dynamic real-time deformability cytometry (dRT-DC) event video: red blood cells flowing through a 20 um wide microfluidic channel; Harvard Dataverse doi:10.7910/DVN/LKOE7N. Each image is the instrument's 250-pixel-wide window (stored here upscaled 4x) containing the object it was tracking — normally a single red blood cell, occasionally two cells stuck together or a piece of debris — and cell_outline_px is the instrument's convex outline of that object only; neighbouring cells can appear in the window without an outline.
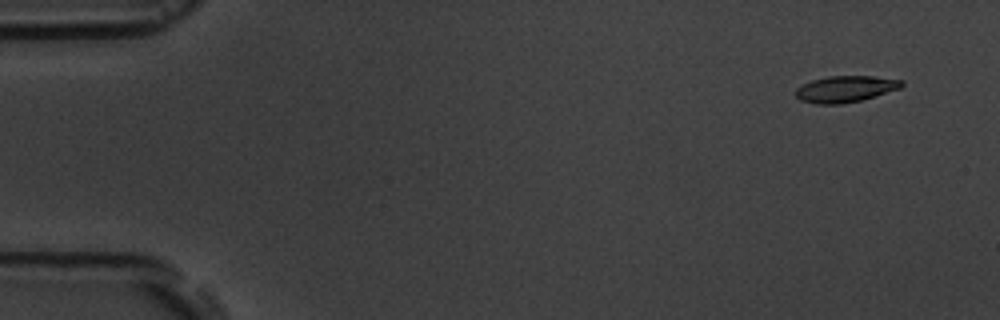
{"species": "common noctule bat (a hibernating species)", "species_latin": "Nyctalus noctula", "temperature_condition": "room temperature", "stored_images_in_passage": 5, "camera_frame_rate_fps": 3000, "um_per_image_px": 0.085, "animal": {"sex": "male", "body_mass_g": 19.5, "forearm_length_mm": 54.6}, "frame": {"image": 1, "passage_image": 1, "time_ms": 0.0, "image_size_px": [1000, 320], "cell_outline_px": [[904, 84], [900, 88], [860, 100], [840, 104], [816, 104], [800, 100], [796, 96], [796, 88], [812, 80], [828, 76], [872, 76], [904, 80]], "centroid_in_image_um": [71.85, 7.56], "position_along_channel_um": 13.1, "area_um2": 16.13}}
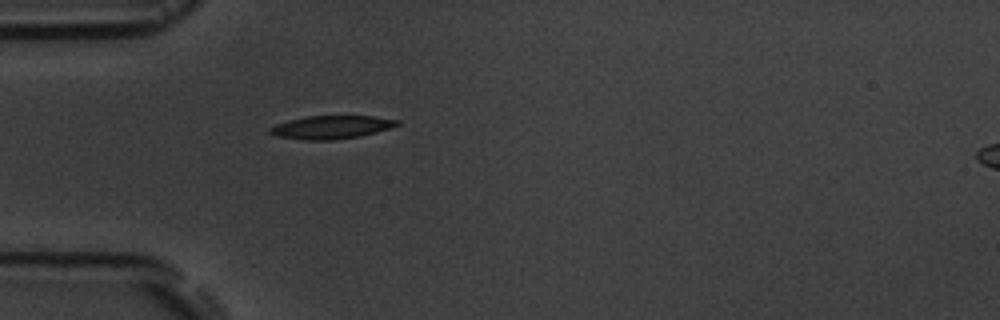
{"frame": {"image": 2, "passage_image": 5, "time_ms": 4.333, "image_size_px": [1000, 320], "cell_outline_px": [[400, 124], [376, 132], [360, 136], [332, 140], [308, 140], [276, 136], [268, 132], [268, 128], [276, 124], [288, 120], [308, 116], [376, 116], [400, 120]], "centroid_in_image_um": [28.15, 10.81], "position_along_channel_um": 56.8, "area_um2": 17.17}}